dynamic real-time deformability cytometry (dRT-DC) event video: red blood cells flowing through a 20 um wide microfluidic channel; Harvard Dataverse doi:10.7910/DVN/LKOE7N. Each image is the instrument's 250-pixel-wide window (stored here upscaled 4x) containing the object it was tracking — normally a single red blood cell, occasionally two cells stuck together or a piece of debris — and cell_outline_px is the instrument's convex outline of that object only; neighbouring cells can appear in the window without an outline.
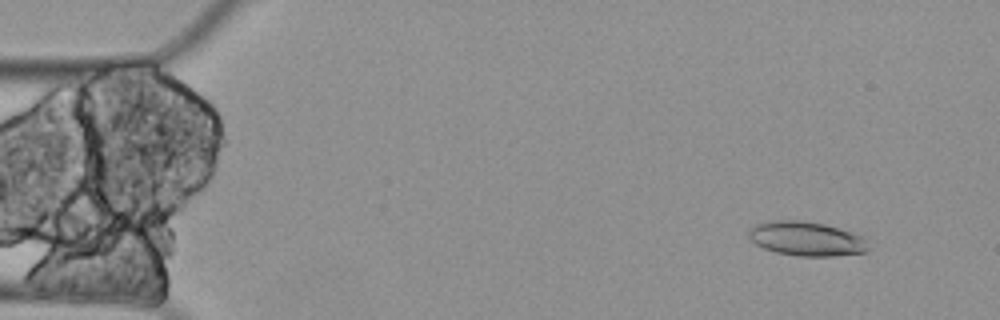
{"species": "Egyptian fruit bat (a non-hibernating species)", "species_latin": "Rousettus aegyptiacus", "temperature_condition": "cold", "stored_images_in_passage": 5, "camera_frame_rate_fps": 3000, "um_per_image_px": 0.085, "animal": {"sex": "female"}, "frame": {"image": 1, "passage_image": 2, "time_ms": 0.333, "image_size_px": [1000, 320], "cell_outline_px": [[868, 252], [832, 256], [800, 256], [776, 252], [764, 248], [756, 244], [748, 236], [748, 228], [756, 224], [772, 220], [800, 220], [824, 224], [860, 236], [864, 240], [868, 248]], "centroid_in_image_um": [68.48, 20.29], "position_along_channel_um": 16.5, "area_um2": 23.58}}